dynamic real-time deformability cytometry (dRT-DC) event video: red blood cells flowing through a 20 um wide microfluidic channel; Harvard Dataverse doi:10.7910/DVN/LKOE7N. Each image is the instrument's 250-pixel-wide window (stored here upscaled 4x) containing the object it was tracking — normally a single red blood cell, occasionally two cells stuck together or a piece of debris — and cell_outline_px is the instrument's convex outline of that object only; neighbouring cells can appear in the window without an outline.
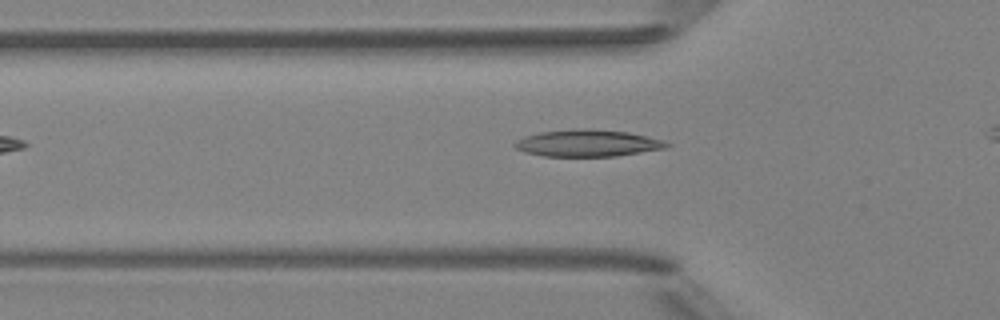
{"species": "Egyptian fruit bat (a non-hibernating species)", "species_latin": "Rousettus aegyptiacus", "temperature_condition": "room temperature", "stored_images_in_passage": 4, "camera_frame_rate_fps": 3000, "um_per_image_px": 0.085, "animal": {"sex": "female"}, "frame": {"image": 1, "passage_image": 2, "time_ms": 1.333, "image_size_px": [1000, 320], "cell_outline_px": [[672, 144], [668, 148], [616, 156], [544, 156], [524, 152], [516, 148], [512, 144], [516, 140], [524, 136], [540, 132], [628, 132], [664, 140]], "centroid_in_image_um": [49.98, 12.23], "position_along_channel_um": 75.8, "area_um2": 22.54}}